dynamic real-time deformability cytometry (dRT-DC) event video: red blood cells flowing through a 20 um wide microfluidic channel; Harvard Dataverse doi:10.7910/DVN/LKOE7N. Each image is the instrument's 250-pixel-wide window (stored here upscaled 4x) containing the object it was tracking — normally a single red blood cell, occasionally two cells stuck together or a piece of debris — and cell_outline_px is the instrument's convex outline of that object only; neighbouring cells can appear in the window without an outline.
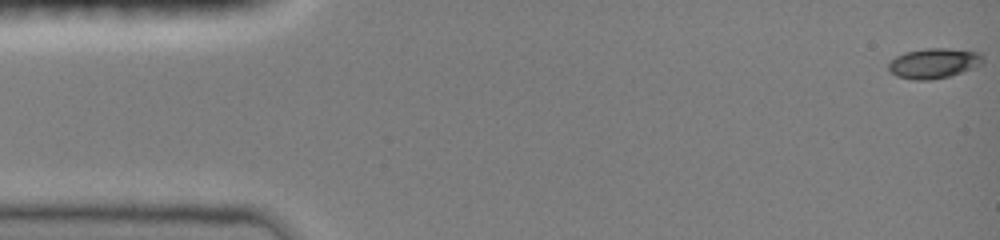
{"species": "common noctule bat (a hibernating species)", "species_latin": "Nyctalus noctula", "temperature_condition": "room temperature", "stored_images_in_passage": 21, "camera_frame_rate_fps": 3000, "um_per_image_px": 0.085, "animal": {"sex": "female", "body_mass_g": 19.0, "forearm_length_mm": 51.5}, "frame": {"image": 1, "passage_image": 1, "time_ms": 0.0, "image_size_px": [1000, 240], "cell_outline_px": [[984, 64], [948, 76], [928, 80], [912, 80], [896, 76], [888, 68], [888, 64], [896, 56], [904, 52], [928, 48], [948, 48], [980, 52], [984, 56]], "centroid_in_image_um": [79.4, 5.36], "position_along_channel_um": 5.6, "area_um2": 16.59}}
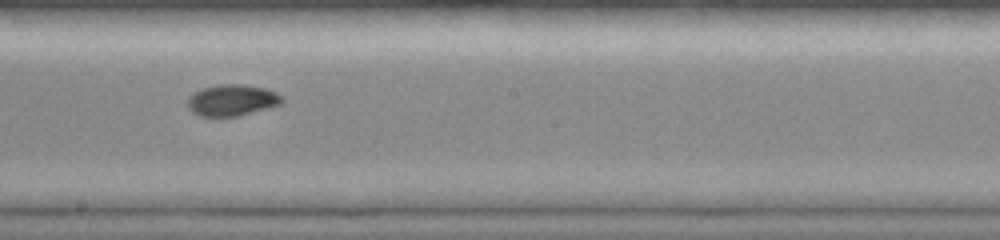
{"frame": {"image": 2, "passage_image": 12, "time_ms": 8.667, "image_size_px": [1000, 240], "cell_outline_px": [[284, 100], [280, 104], [240, 116], [200, 116], [192, 112], [188, 108], [188, 96], [192, 92], [204, 88], [220, 84], [244, 84], [264, 88], [276, 92], [284, 96]], "centroid_in_image_um": [19.72, 8.51], "position_along_channel_um": 228.5, "area_um2": 17.34}}
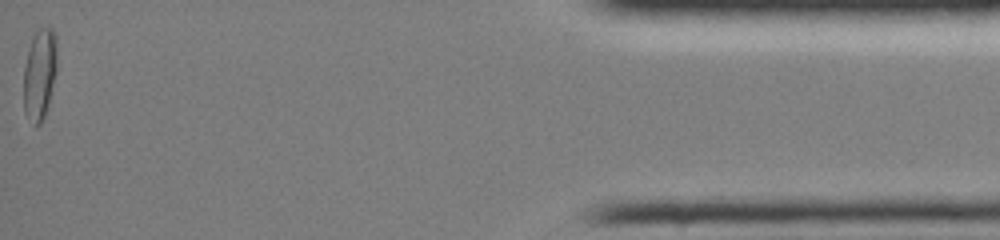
{"frame": {"image": 3, "passage_image": 21, "time_ms": 15.667, "image_size_px": [1000, 240], "cell_outline_px": [[56, 72], [48, 104], [44, 116], [40, 124], [36, 128], [24, 112], [24, 64], [28, 48], [36, 32], [40, 28], [52, 28], [56, 36]], "centroid_in_image_um": [3.36, 6.31], "position_along_channel_um": 431.8, "area_um2": 17.63}, "authors_computed_cell_mechanics": {"area_um2": 16.5886, "velocity_mm_per_s": 4.062, "shape_relaxation_time_tau1_ms": 7.4464, "shape_relaxation_time_tau2_ms": 2.3403, "deformation_change_tau1": 0.2238, "deformation_change_tau2": 0.0425}}